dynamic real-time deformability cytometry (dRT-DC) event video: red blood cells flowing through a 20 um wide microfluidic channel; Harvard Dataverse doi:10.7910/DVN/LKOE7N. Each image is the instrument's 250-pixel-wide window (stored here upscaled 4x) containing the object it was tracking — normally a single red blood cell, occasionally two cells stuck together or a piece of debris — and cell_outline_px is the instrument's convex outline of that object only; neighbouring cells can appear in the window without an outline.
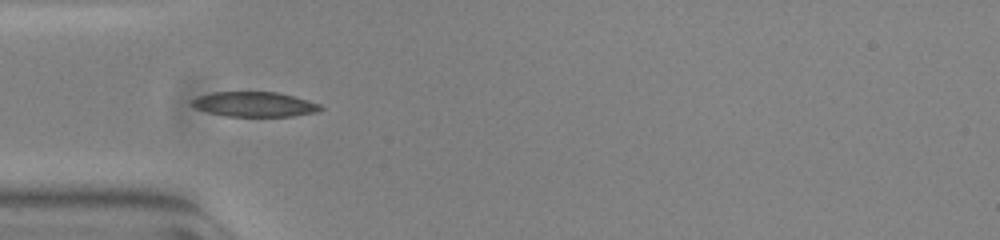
{"species": "common noctule bat (a hibernating species)", "species_latin": "Nyctalus noctula", "temperature_condition": "warm", "stored_images_in_passage": 38, "camera_frame_rate_fps": 3000, "um_per_image_px": 0.085, "animal": {"sex": "female", "body_mass_g": 23.0, "forearm_length_mm": 53.4}, "frame": {"image": 1, "passage_image": 1, "time_ms": 0.0, "image_size_px": [1000, 240], "cell_outline_px": [[324, 108], [316, 112], [292, 116], [224, 116], [208, 112], [196, 108], [188, 104], [188, 100], [196, 96], [212, 92], [276, 92], [308, 100], [320, 104]], "centroid_in_image_um": [21.55, 8.86], "position_along_channel_um": 63.4, "area_um2": 18.79}}
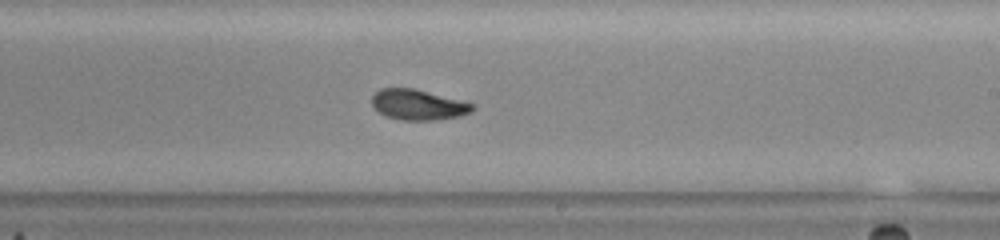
{"frame": {"image": 2, "passage_image": 16, "time_ms": 5.0, "image_size_px": [1000, 240], "cell_outline_px": [[476, 108], [472, 112], [460, 116], [436, 120], [400, 120], [384, 116], [372, 104], [372, 96], [380, 88], [412, 88], [476, 104]], "centroid_in_image_um": [35.57, 8.91], "position_along_channel_um": 253.4, "area_um2": 17.86}}
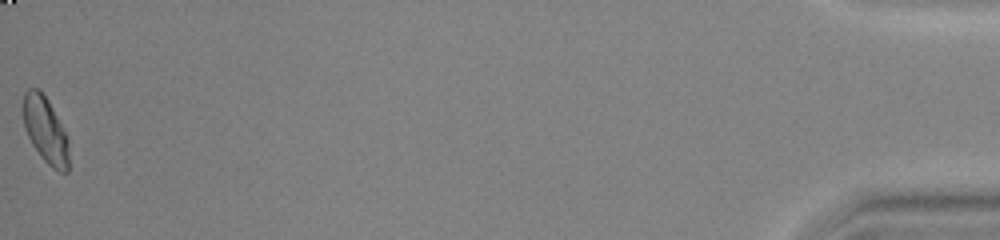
{"frame": {"image": 3, "passage_image": 38, "time_ms": 12.333, "image_size_px": [1000, 240], "cell_outline_px": [[68, 172], [60, 172], [52, 168], [40, 156], [32, 144], [24, 128], [20, 108], [24, 92], [28, 88], [36, 88], [48, 100], [68, 136]], "centroid_in_image_um": [3.82, 11.03], "position_along_channel_um": 431.4, "area_um2": 17.98}, "authors_computed_cell_mechanics": {"area_um2": 17.918, "velocity_mm_per_s": 3.8169, "shape_relaxation_time_tau1_ms": 6.5724, "shape_relaxation_time_tau2_ms": 1.8753, "deformation_change_tau1": 0.1711, "deformation_change_tau2": 0.0692}}